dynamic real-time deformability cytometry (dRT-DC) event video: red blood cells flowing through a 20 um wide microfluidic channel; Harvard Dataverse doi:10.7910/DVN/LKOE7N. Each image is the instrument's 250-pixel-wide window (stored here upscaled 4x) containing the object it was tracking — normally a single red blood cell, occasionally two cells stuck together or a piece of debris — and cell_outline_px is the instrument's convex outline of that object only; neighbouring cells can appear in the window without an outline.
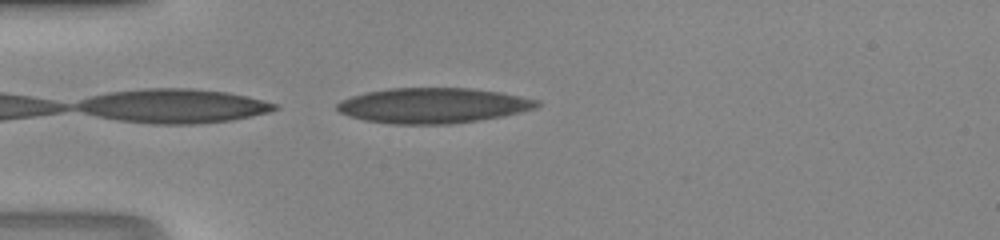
{"species": "human", "species_latin": "Homo sapiens", "temperature_condition": "room temperature", "stored_images_in_passage": 34, "camera_frame_rate_fps": 3000, "um_per_image_px": 0.085, "donor": {"sex": "male"}, "frame": {"image": 1, "passage_image": 1, "time_ms": 0.0, "image_size_px": [1000, 240], "cell_outline_px": [[540, 104], [536, 108], [500, 116], [476, 120], [448, 124], [396, 124], [364, 120], [340, 112], [336, 108], [336, 104], [340, 100], [352, 96], [368, 92], [392, 88], [468, 88], [496, 92], [540, 100]], "centroid_in_image_um": [36.77, 8.96], "position_along_channel_um": 48.2, "area_um2": 40.46}}
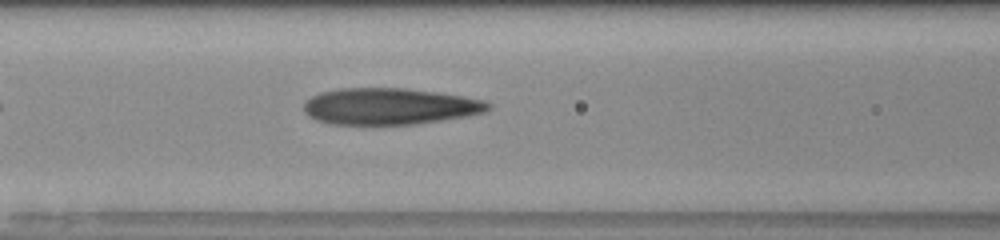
{"frame": {"image": 2, "passage_image": 8, "time_ms": 2.333, "image_size_px": [1000, 240], "cell_outline_px": [[492, 108], [484, 112], [468, 116], [416, 124], [332, 124], [316, 120], [308, 116], [304, 112], [304, 104], [312, 96], [320, 92], [340, 88], [404, 88], [436, 92], [484, 100], [492, 104]], "centroid_in_image_um": [33.12, 9.04], "position_along_channel_um": 133.5, "area_um2": 39.19}}
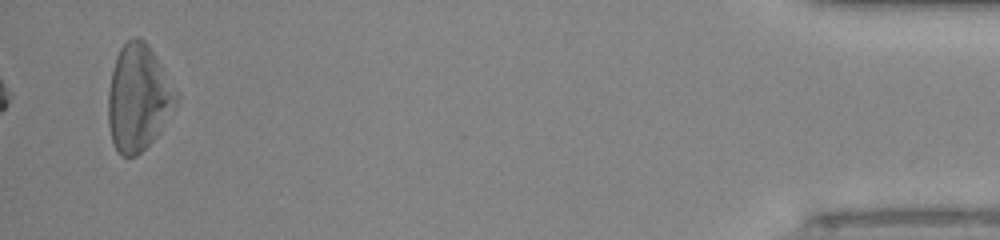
{"frame": {"image": 3, "passage_image": 33, "time_ms": 10.667, "image_size_px": [1000, 240], "cell_outline_px": [[180, 100], [156, 136], [136, 156], [120, 156], [116, 152], [112, 140], [108, 124], [108, 92], [112, 72], [116, 56], [120, 48], [132, 36], [140, 36], [148, 44], [156, 56], [180, 96]], "centroid_in_image_um": [11.76, 8.3], "position_along_channel_um": 423.4, "area_um2": 42.25}}